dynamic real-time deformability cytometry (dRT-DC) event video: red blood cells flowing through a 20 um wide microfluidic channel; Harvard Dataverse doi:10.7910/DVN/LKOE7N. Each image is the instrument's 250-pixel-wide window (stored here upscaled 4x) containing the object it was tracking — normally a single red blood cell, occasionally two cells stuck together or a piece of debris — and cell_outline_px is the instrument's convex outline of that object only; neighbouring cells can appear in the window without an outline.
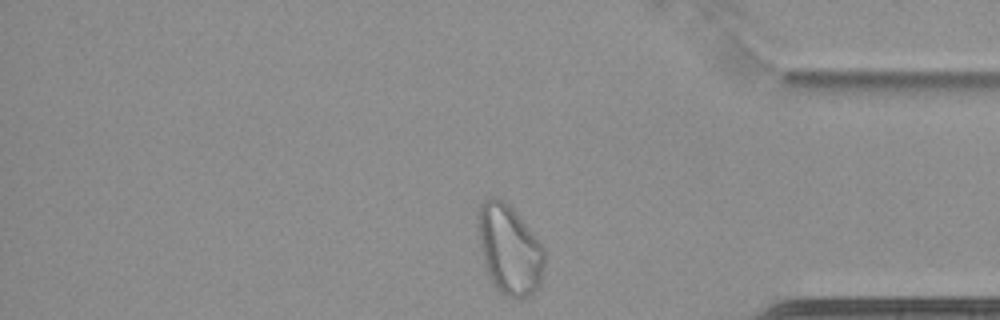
{"species": "common noctule bat (a hibernating species)", "species_latin": "Nyctalus noctula", "temperature_condition": "cold", "stored_images_in_passage": 39, "camera_frame_rate_fps": 3000, "um_per_image_px": 0.085, "animal": {"sex": "female", "body_mass_g": 22.7, "forearm_length_mm": 54.2}, "frame": {"image": 1, "passage_image": 39, "time_ms": 12.667, "image_size_px": [1000, 320], "cell_outline_px": [[544, 264], [540, 284], [528, 296], [520, 300], [516, 300], [500, 292], [496, 288], [488, 276], [480, 248], [476, 224], [476, 212], [480, 204], [488, 196], [496, 196], [504, 200], [516, 212], [544, 248]], "centroid_in_image_um": [43.25, 21.18], "position_along_channel_um": 392.0, "area_um2": 35.08}, "authors_computed_cell_mechanics": {"area_um2": 26.4146, "velocity_mm_per_s": 3.3981, "shape_relaxation_time_tau1_ms": null, "shape_relaxation_time_tau2_ms": 1.6958, "deformation_change_tau1": null, "deformation_change_tau2": 0.0586}}